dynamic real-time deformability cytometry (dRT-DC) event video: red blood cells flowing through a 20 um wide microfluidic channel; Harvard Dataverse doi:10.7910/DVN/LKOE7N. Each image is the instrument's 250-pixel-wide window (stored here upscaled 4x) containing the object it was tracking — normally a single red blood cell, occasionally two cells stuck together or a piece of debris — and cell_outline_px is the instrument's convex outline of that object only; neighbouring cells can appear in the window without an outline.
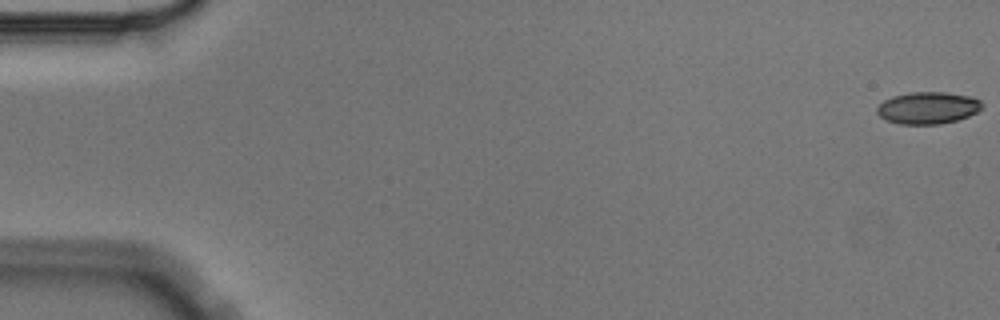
{"species": "Egyptian fruit bat (a non-hibernating species)", "species_latin": "Rousettus aegyptiacus", "temperature_condition": "cold", "stored_images_in_passage": 11, "camera_frame_rate_fps": 3000, "um_per_image_px": 0.085, "animal": {"sex": "male"}, "frame": {"image": 1, "passage_image": 1, "time_ms": 0.0, "image_size_px": [1000, 320], "cell_outline_px": [[984, 108], [968, 116], [956, 120], [940, 124], [900, 124], [888, 120], [880, 116], [876, 112], [876, 108], [884, 100], [892, 96], [912, 92], [944, 92], [968, 96], [980, 100], [984, 104]], "centroid_in_image_um": [78.88, 9.17], "position_along_channel_um": 6.1, "area_um2": 19.54}}
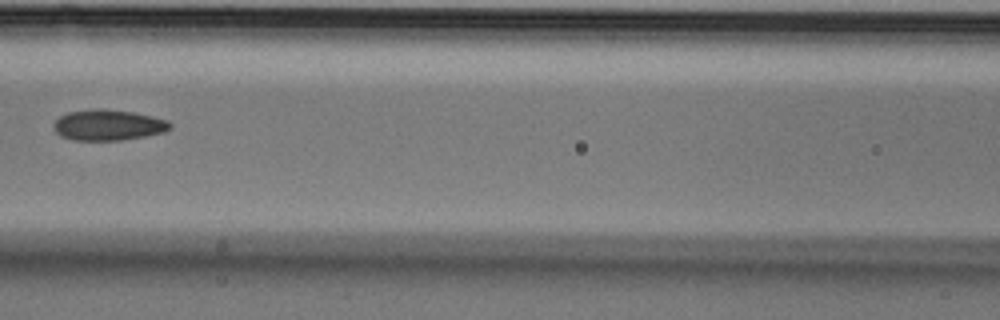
{"frame": {"image": 2, "passage_image": 7, "time_ms": 2.0, "image_size_px": [1000, 320], "cell_outline_px": [[172, 128], [164, 132], [144, 136], [120, 140], [72, 140], [60, 136], [56, 132], [52, 124], [60, 116], [68, 112], [96, 108], [100, 108], [136, 112], [168, 120], [172, 124]], "centroid_in_image_um": [9.2, 10.62], "position_along_channel_um": 157.4, "area_um2": 21.04}}
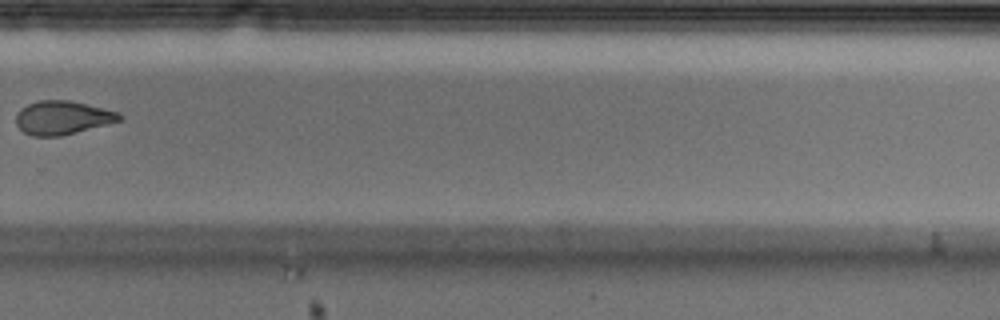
{"frame": {"image": 3, "passage_image": 11, "time_ms": 3.333, "image_size_px": [1000, 320], "cell_outline_px": [[124, 116], [120, 120], [108, 124], [60, 136], [32, 136], [24, 132], [16, 124], [16, 112], [20, 108], [28, 104], [40, 100], [68, 100], [120, 112]], "centroid_in_image_um": [5.3, 10.0], "position_along_channel_um": 324.5, "area_um2": 20.23}}